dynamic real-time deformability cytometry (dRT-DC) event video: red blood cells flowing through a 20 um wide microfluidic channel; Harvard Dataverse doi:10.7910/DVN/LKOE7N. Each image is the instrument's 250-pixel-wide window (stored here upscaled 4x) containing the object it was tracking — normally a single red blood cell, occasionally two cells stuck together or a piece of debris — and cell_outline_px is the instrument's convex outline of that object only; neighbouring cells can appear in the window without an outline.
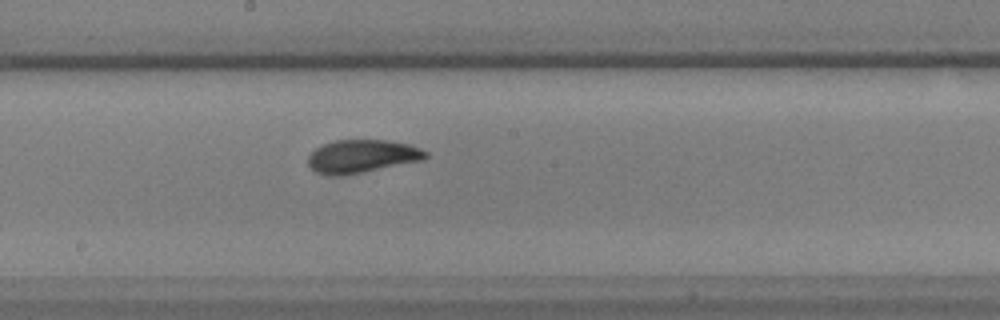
{"species": "common noctule bat (a hibernating species)", "species_latin": "Nyctalus noctula", "temperature_condition": "warm", "stored_images_in_passage": 31, "camera_frame_rate_fps": 3000, "um_per_image_px": 0.085, "animal": {"sex": "male", "body_mass_g": 17.9, "forearm_length_mm": 54.2}, "frame": {"image": 1, "passage_image": 13, "time_ms": 4.0, "image_size_px": [1000, 320], "cell_outline_px": [[428, 156], [424, 160], [340, 176], [328, 176], [316, 172], [308, 164], [308, 156], [316, 148], [324, 144], [336, 140], [384, 140], [408, 144], [420, 148], [428, 152]], "centroid_in_image_um": [30.76, 13.29], "position_along_channel_um": 217.4, "area_um2": 22.54}}
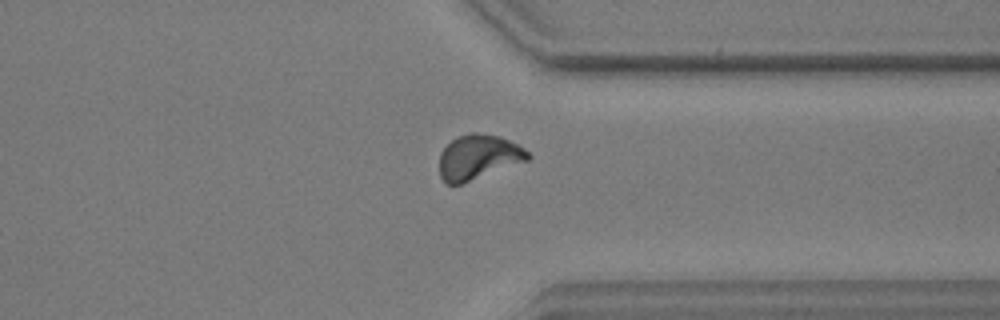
{"frame": {"image": 2, "passage_image": 24, "time_ms": 7.667, "image_size_px": [1000, 320], "cell_outline_px": [[532, 156], [528, 160], [460, 184], [448, 184], [440, 176], [440, 152], [452, 140], [468, 132], [476, 132], [500, 136], [524, 148]], "centroid_in_image_um": [40.66, 13.33], "position_along_channel_um": 370.7, "area_um2": 22.77}}
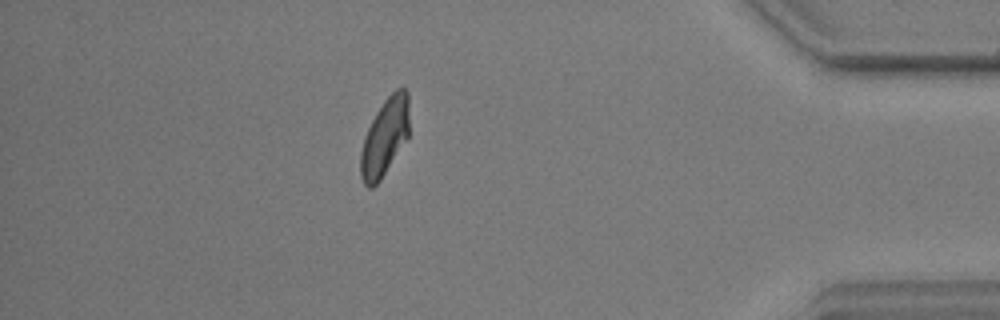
{"frame": {"image": 3, "passage_image": 29, "time_ms": 9.333, "image_size_px": [1000, 320], "cell_outline_px": [[408, 136], [380, 180], [372, 188], [368, 188], [364, 184], [360, 176], [360, 152], [364, 136], [376, 112], [384, 100], [396, 88], [404, 88], [408, 92]], "centroid_in_image_um": [32.68, 11.66], "position_along_channel_um": 402.5, "area_um2": 21.73}}